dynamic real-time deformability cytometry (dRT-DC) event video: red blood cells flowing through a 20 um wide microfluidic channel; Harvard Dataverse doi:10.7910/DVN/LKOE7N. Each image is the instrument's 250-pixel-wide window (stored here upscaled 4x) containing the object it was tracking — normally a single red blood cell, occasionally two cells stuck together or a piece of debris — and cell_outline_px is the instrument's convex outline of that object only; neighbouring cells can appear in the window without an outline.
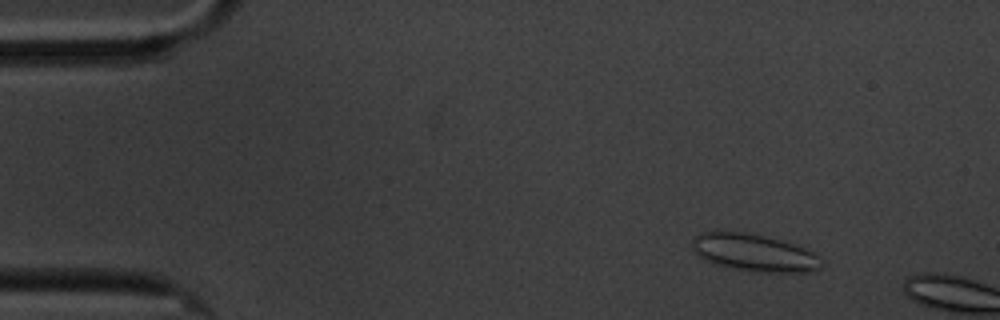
{"species": "common noctule bat (a hibernating species)", "species_latin": "Nyctalus noctula", "temperature_condition": "cold", "stored_images_in_passage": 2, "camera_frame_rate_fps": 3000, "um_per_image_px": 0.085, "animal": {"sex": "male", "body_mass_g": 20.1, "forearm_length_mm": 53.5}, "frame": {"image": 1, "passage_image": 1, "time_ms": 0.0, "image_size_px": [1000, 320], "cell_outline_px": [[824, 264], [820, 268], [812, 272], [752, 272], [732, 268], [716, 264], [704, 260], [692, 248], [692, 240], [700, 232], [716, 228], [744, 232], [764, 236], [780, 240], [804, 248], [820, 256]], "centroid_in_image_um": [64.07, 21.46], "position_along_channel_um": 20.9, "area_um2": 28.67}}